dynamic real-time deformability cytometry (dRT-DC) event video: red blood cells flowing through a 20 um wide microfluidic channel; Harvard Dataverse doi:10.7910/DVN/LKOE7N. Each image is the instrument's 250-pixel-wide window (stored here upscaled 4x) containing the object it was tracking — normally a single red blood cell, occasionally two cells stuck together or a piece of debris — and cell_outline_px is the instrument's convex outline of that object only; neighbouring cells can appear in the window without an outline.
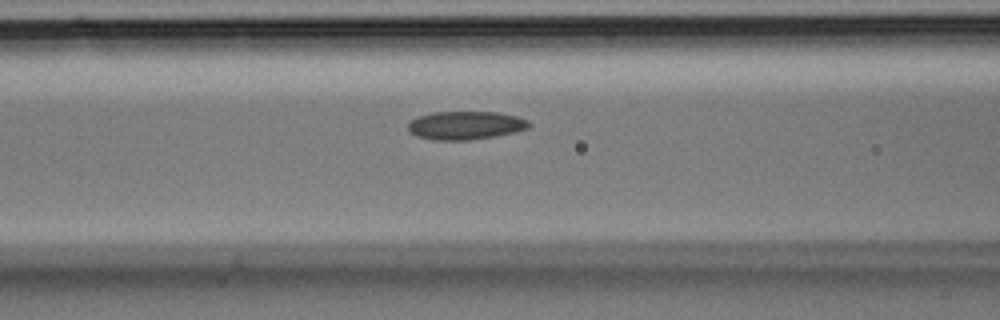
{"species": "Egyptian fruit bat (a non-hibernating species)", "species_latin": "Rousettus aegyptiacus", "temperature_condition": "room temperature", "stored_images_in_passage": 20, "camera_frame_rate_fps": 3000, "um_per_image_px": 0.085, "animal": {"sex": "male"}, "frame": {"image": 1, "passage_image": 5, "time_ms": 1.333, "image_size_px": [1000, 320], "cell_outline_px": [[532, 124], [528, 128], [516, 132], [468, 140], [432, 140], [416, 136], [408, 132], [408, 124], [412, 120], [420, 116], [432, 112], [496, 112], [516, 116], [528, 120]], "centroid_in_image_um": [39.56, 10.66], "position_along_channel_um": 127.0, "area_um2": 19.94}}
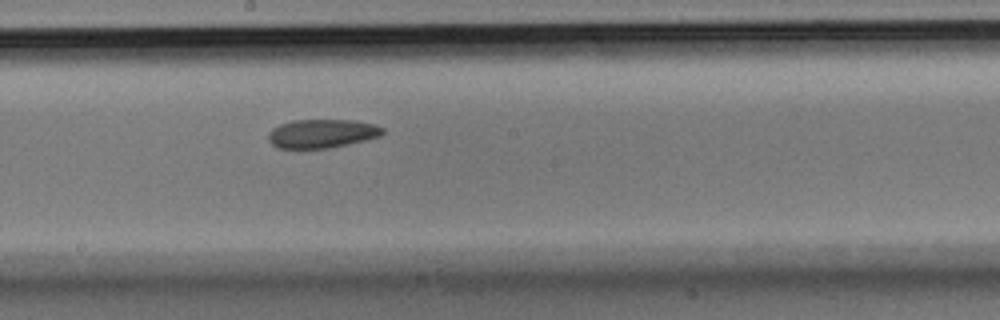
{"frame": {"image": 2, "passage_image": 10, "time_ms": 3.0, "image_size_px": [1000, 320], "cell_outline_px": [[384, 132], [380, 136], [348, 144], [328, 148], [276, 148], [268, 140], [268, 136], [272, 128], [280, 124], [292, 120], [352, 120], [372, 124], [384, 128]], "centroid_in_image_um": [27.33, 11.35], "position_along_channel_um": 220.9, "area_um2": 19.02}}
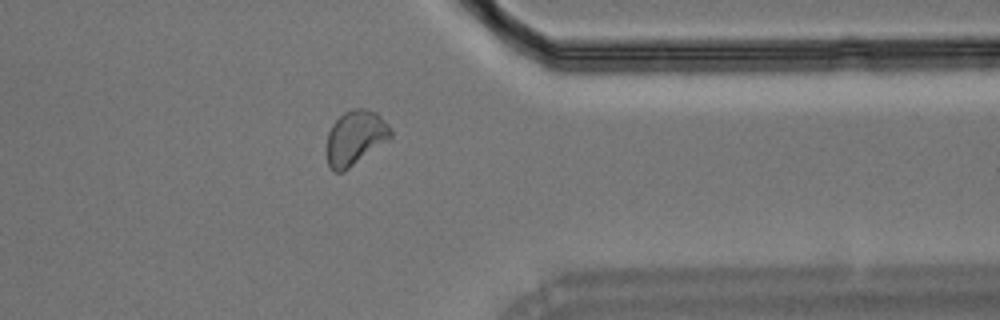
{"frame": {"image": 3, "passage_image": 19, "time_ms": 6.0, "image_size_px": [1000, 320], "cell_outline_px": [[392, 136], [388, 140], [344, 172], [332, 172], [328, 164], [328, 132], [332, 124], [344, 112], [356, 108], [364, 108], [376, 112], [388, 124], [392, 132]], "centroid_in_image_um": [30.2, 11.71], "position_along_channel_um": 381.2, "area_um2": 20.17}}